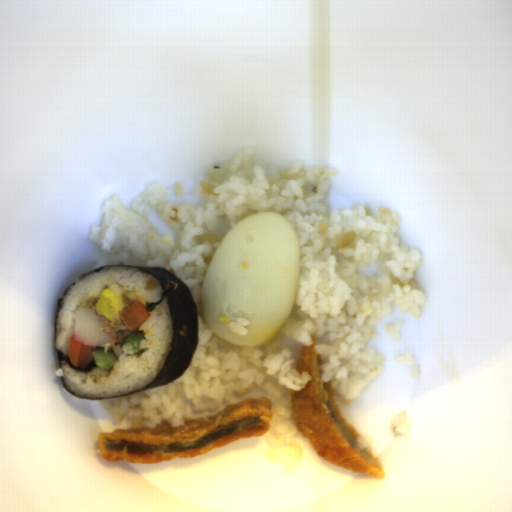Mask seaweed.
Masks as SVG:
<instances>
[{"mask_svg": "<svg viewBox=\"0 0 512 512\" xmlns=\"http://www.w3.org/2000/svg\"><path fill=\"white\" fill-rule=\"evenodd\" d=\"M105 267H123L125 268H136L142 273L148 274L155 277L161 284L162 293L157 302H144L147 312L154 311L155 307L159 305L166 297V303L168 305L169 315L171 319V332L172 341L168 355L164 358L163 366L156 377L147 384V386L140 390H133L130 393L117 395L113 397L104 398H88L81 397L76 393L72 392L65 384L64 377H60L61 384L67 394L80 399L89 400H106L113 398H120L124 396L133 395L145 390L166 386L175 380L179 379L189 368L192 359L196 353L198 343L200 341L199 333V319H198V305L194 298V295L190 287L176 274L169 272L165 268L160 267H148V266H136V265H102L100 268L91 270L78 276L75 281L66 287L63 291L62 296L58 299L55 320H54V350L57 361L58 369L62 366V361H65L69 367L74 370L81 372H88L94 368H98L93 358L90 364L86 368H78L71 364L69 355L65 354L61 350H56V335L57 325L56 320L59 317L61 309V301L67 295L70 288L78 284L84 277L90 276L93 273L102 271Z\"/></svg>", "mask_w": 512, "mask_h": 512, "instance_id": "1", "label": "seaweed"}]
</instances>
